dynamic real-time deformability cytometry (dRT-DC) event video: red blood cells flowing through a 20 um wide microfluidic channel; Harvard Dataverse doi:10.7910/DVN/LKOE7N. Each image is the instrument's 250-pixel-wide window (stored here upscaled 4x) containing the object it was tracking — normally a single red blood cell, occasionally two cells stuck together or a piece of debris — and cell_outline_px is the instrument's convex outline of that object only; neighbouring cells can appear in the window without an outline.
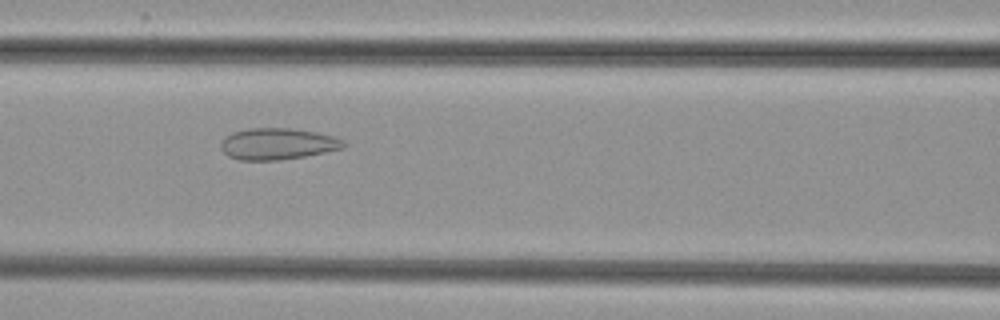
{"species": "common noctule bat (a hibernating species)", "species_latin": "Nyctalus noctula", "temperature_condition": "cold", "stored_images_in_passage": 45, "camera_frame_rate_fps": 3000, "um_per_image_px": 0.085, "animal": {"sex": "female", "body_mass_g": 29.2, "forearm_length_mm": 56.3}, "frame": {"image": 1, "passage_image": 15, "time_ms": 4.667, "image_size_px": [1000, 320], "cell_outline_px": [[348, 144], [344, 148], [304, 156], [280, 160], [240, 160], [228, 156], [220, 148], [220, 140], [224, 136], [232, 132], [248, 128], [288, 128], [316, 132], [332, 136], [344, 140]], "centroid_in_image_um": [23.56, 12.22], "position_along_channel_um": 143.0, "area_um2": 22.66}}
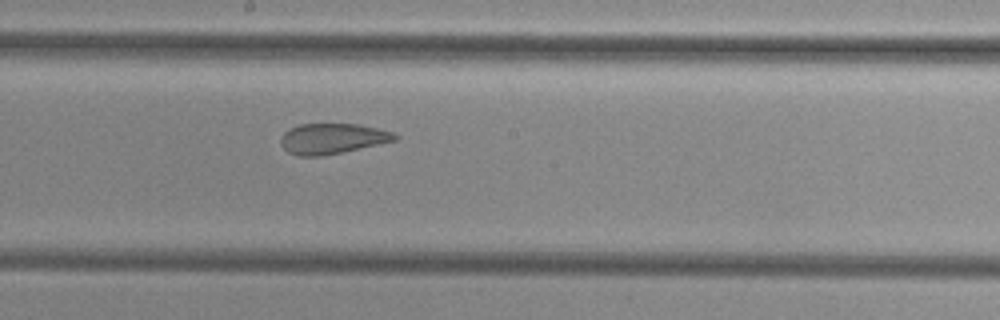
{"frame": {"image": 2, "passage_image": 21, "time_ms": 6.667, "image_size_px": [1000, 320], "cell_outline_px": [[400, 136], [396, 140], [340, 152], [320, 156], [296, 156], [288, 152], [280, 144], [280, 136], [284, 132], [300, 124], [356, 124], [376, 128], [392, 132]], "centroid_in_image_um": [28.2, 11.78], "position_along_channel_um": 220.0, "area_um2": 20.0}}
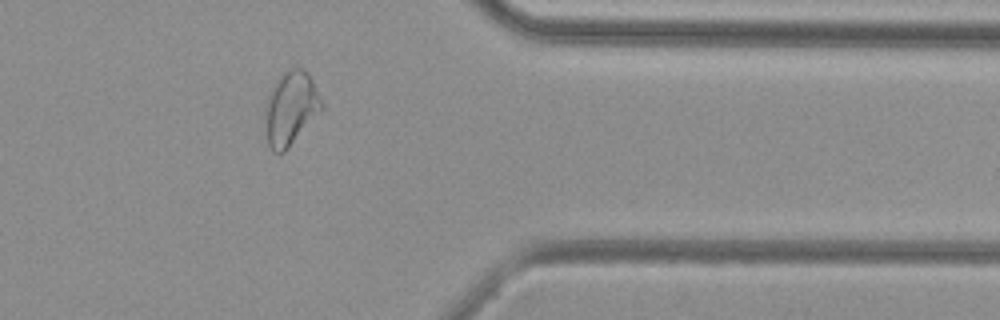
{"frame": {"image": 3, "passage_image": 35, "time_ms": 11.333, "image_size_px": [1000, 320], "cell_outline_px": [[324, 108], [288, 148], [284, 152], [272, 152], [268, 144], [264, 116], [264, 108], [268, 92], [272, 84], [288, 68], [304, 68], [312, 76], [324, 104]], "centroid_in_image_um": [24.71, 9.16], "position_along_channel_um": 386.7, "area_um2": 24.8}}